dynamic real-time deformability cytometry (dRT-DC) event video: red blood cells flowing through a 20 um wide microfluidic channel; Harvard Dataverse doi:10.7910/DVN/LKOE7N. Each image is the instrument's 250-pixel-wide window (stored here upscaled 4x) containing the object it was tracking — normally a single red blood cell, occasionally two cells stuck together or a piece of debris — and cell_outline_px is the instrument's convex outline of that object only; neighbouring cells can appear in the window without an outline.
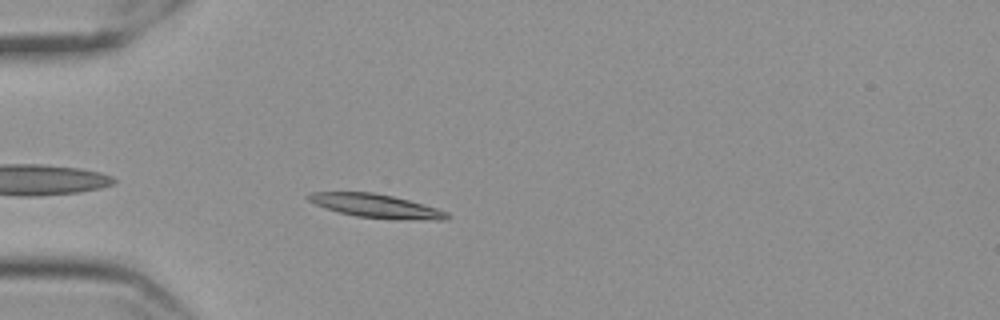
{"species": "Egyptian fruit bat (a non-hibernating species)", "species_latin": "Rousettus aegyptiacus", "temperature_condition": "cold", "stored_images_in_passage": 44, "camera_frame_rate_fps": 3000, "um_per_image_px": 0.085, "frame": {"image": 1, "passage_image": 3, "time_ms": 0.667, "image_size_px": [1000, 320], "cell_outline_px": [[452, 216], [448, 220], [400, 220], [356, 216], [324, 208], [308, 200], [304, 196], [312, 192], [372, 192], [392, 196], [408, 200], [436, 208], [448, 212]], "centroid_in_image_um": [32.0, 17.52], "position_along_channel_um": 53.0, "area_um2": 19.19}}
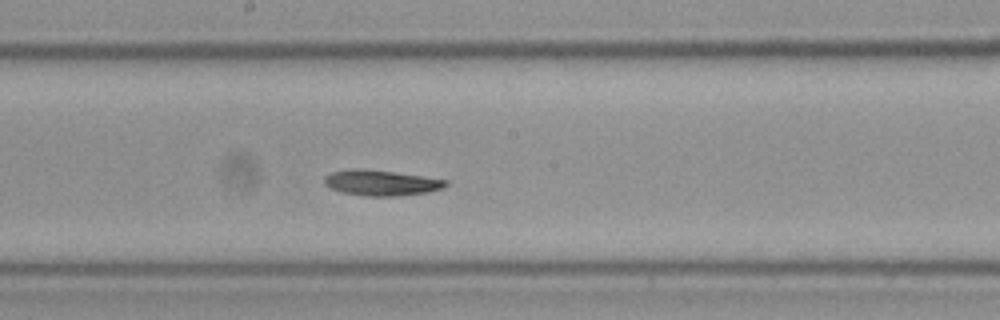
{"frame": {"image": 2, "passage_image": 18, "time_ms": 5.667, "image_size_px": [1000, 320], "cell_outline_px": [[448, 184], [444, 188], [428, 192], [400, 196], [364, 196], [340, 192], [324, 184], [324, 176], [332, 172], [352, 168], [360, 168], [392, 172], [448, 180]], "centroid_in_image_um": [32.38, 15.55], "position_along_channel_um": 215.8, "area_um2": 18.09}}
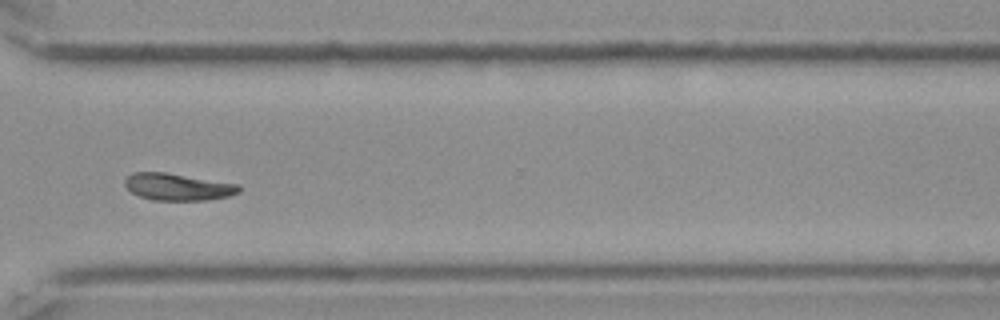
{"frame": {"image": 3, "passage_image": 30, "time_ms": 9.667, "image_size_px": [1000, 320], "cell_outline_px": [[240, 192], [228, 196], [208, 200], [152, 200], [140, 196], [132, 192], [124, 184], [124, 180], [132, 172], [164, 172], [240, 184]], "centroid_in_image_um": [15.12, 15.88], "position_along_channel_um": 355.5, "area_um2": 17.92}, "authors_computed_cell_mechanics": {"area_um2": 17.9469, "velocity_mm_per_s": 3.4891, "shape_relaxation_time_tau1_ms": 7.3471, "shape_relaxation_time_tau2_ms": null, "deformation_change_tau1": 0.1354, "deformation_change_tau2": null}}